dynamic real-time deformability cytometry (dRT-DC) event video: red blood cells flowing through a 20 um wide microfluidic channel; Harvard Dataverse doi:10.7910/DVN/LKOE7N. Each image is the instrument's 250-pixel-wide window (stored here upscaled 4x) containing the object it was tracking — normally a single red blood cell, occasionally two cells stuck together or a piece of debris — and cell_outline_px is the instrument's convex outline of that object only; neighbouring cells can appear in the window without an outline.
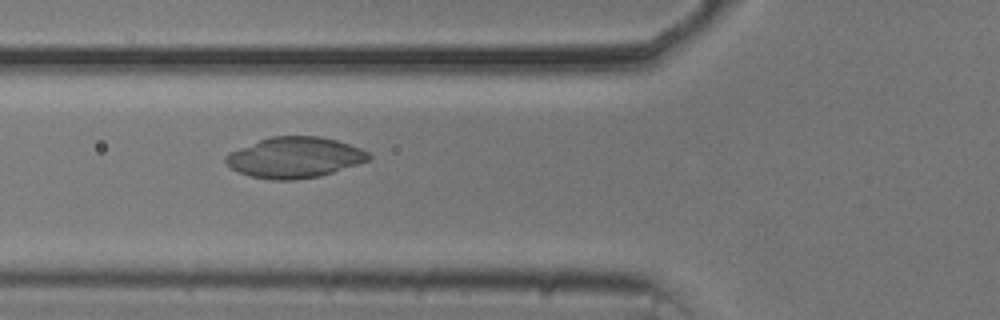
{"species": "common noctule bat (a hibernating species)", "species_latin": "Nyctalus noctula", "temperature_condition": "cold", "stored_images_in_passage": 27, "camera_frame_rate_fps": 3000, "um_per_image_px": 0.085, "animal": {"sex": "male", "body_mass_g": 20.5, "forearm_length_mm": 52.5}, "frame": {"image": 1, "passage_image": 19, "time_ms": 6.0, "image_size_px": [1000, 320], "cell_outline_px": [[372, 156], [368, 160], [320, 176], [296, 180], [272, 180], [252, 176], [240, 172], [232, 168], [224, 160], [224, 156], [228, 152], [260, 140], [272, 136], [320, 136], [336, 140], [360, 148], [368, 152]], "centroid_in_image_um": [25.03, 13.38], "position_along_channel_um": 100.8, "area_um2": 33.64}}
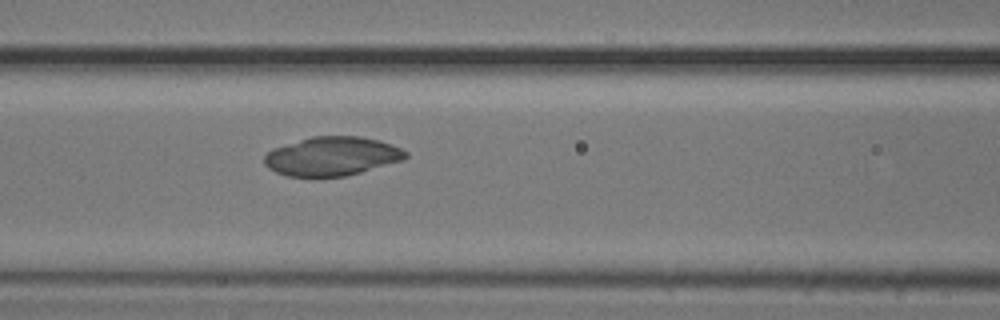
{"frame": {"image": 2, "passage_image": 22, "time_ms": 7.0, "image_size_px": [1000, 320], "cell_outline_px": [[408, 156], [404, 160], [360, 172], [344, 176], [312, 180], [288, 176], [276, 172], [268, 168], [264, 164], [264, 156], [272, 148], [312, 136], [360, 136], [380, 140], [400, 148], [408, 152]], "centroid_in_image_um": [28.18, 13.31], "position_along_channel_um": 138.4, "area_um2": 32.77}}
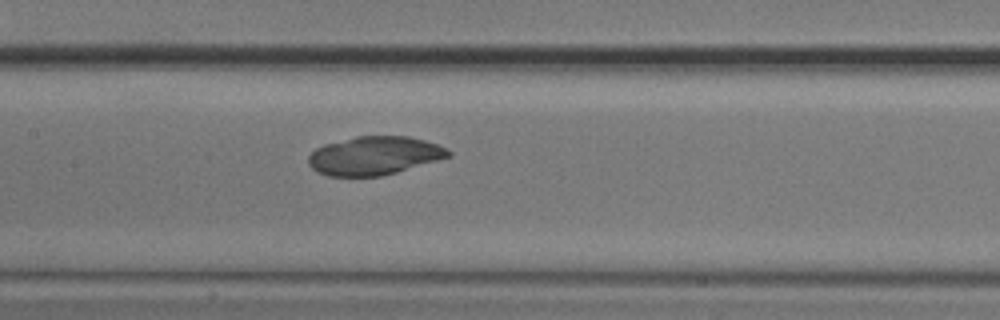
{"frame": {"image": 3, "passage_image": 25, "time_ms": 8.0, "image_size_px": [1000, 320], "cell_outline_px": [[452, 156], [396, 172], [380, 176], [328, 176], [316, 172], [308, 164], [308, 156], [316, 148], [324, 144], [356, 136], [408, 136], [424, 140], [448, 148], [452, 152]], "centroid_in_image_um": [31.81, 13.23], "position_along_channel_um": 175.6, "area_um2": 31.44}}